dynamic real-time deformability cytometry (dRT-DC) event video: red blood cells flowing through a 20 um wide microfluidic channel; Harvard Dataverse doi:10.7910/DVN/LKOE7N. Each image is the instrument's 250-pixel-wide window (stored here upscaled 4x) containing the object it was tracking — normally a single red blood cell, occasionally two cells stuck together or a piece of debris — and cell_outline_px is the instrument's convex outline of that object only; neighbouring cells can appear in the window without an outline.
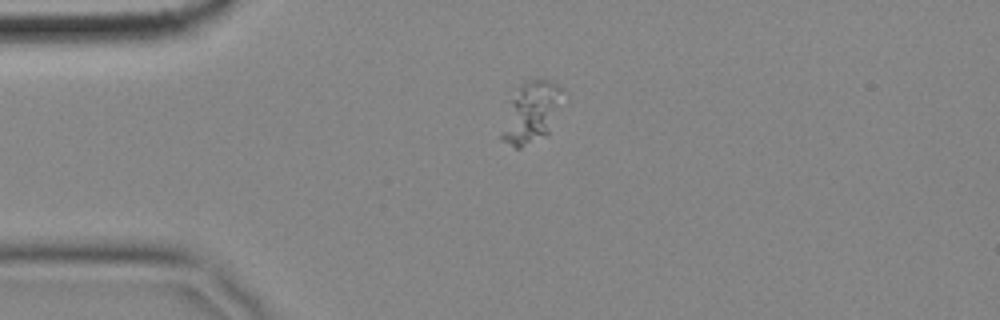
{"species": "common noctule bat (a hibernating species)", "species_latin": "Nyctalus noctula", "temperature_condition": "cold", "stored_images_in_passage": 17, "camera_frame_rate_fps": 3000, "um_per_image_px": 0.085, "animal": {"sex": "female", "body_mass_g": 18.4}, "frame": {"image": 1, "passage_image": 1, "time_ms": 0.0, "image_size_px": [1000, 320], "cell_outline_px": [[560, 88], [548, 132], [520, 148], [516, 148], [500, 140], [500, 136], [512, 100], [520, 84], [524, 80], [536, 76], [540, 76], [556, 84]], "centroid_in_image_um": [45.06, 9.51], "position_along_channel_um": 39.9, "area_um2": 20.17}}
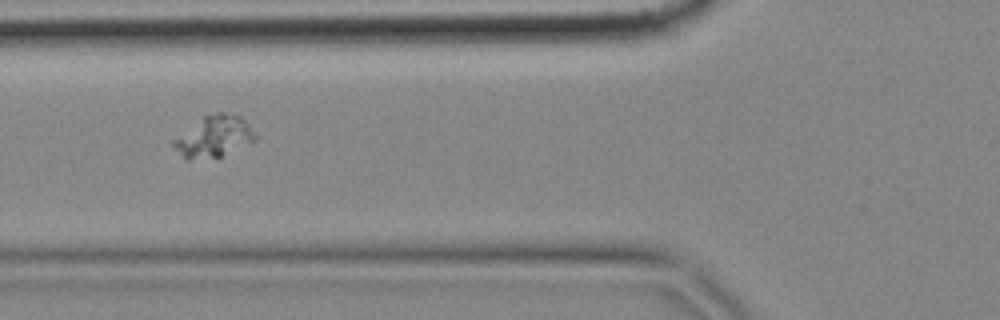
{"frame": {"image": 2, "passage_image": 9, "time_ms": 2.667, "image_size_px": [1000, 320], "cell_outline_px": [[256, 140], [220, 156], [188, 160], [172, 144], [172, 140], [204, 116], [216, 112], [224, 112], [240, 116], [248, 124], [256, 136]], "centroid_in_image_um": [18.2, 11.59], "position_along_channel_um": 107.6, "area_um2": 19.02}}
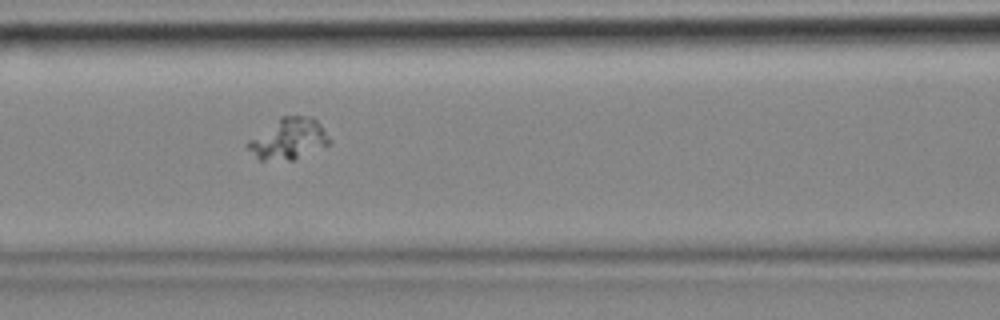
{"frame": {"image": 3, "passage_image": 12, "time_ms": 3.667, "image_size_px": [1000, 320], "cell_outline_px": [[332, 140], [328, 144], [292, 160], [260, 160], [248, 148], [248, 140], [280, 116], [312, 116], [324, 128]], "centroid_in_image_um": [24.54, 11.78], "position_along_channel_um": 142.1, "area_um2": 19.25}}